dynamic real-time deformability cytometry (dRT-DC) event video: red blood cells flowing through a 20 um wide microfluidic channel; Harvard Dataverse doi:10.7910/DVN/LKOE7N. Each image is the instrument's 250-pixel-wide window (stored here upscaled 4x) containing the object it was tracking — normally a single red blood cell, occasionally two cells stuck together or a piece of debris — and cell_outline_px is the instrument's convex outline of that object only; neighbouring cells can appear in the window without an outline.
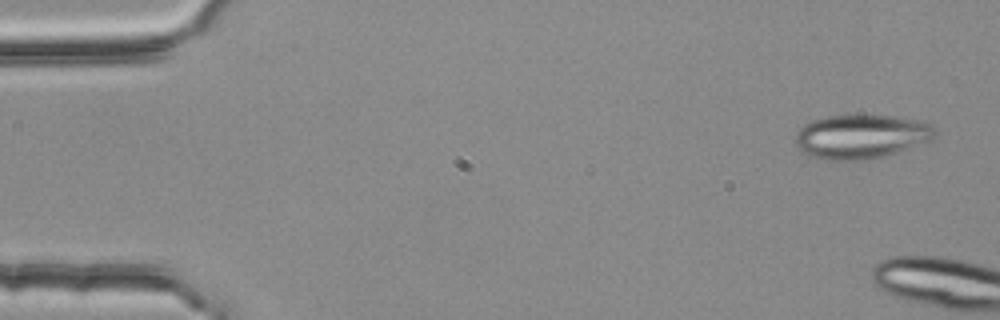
{"species": "common noctule bat (a hibernating species)", "species_latin": "Nyctalus noctula", "temperature_condition": "room temperature", "stored_images_in_passage": 4, "camera_frame_rate_fps": 3000, "um_per_image_px": 0.085, "animal": {"sex": "female", "body_mass_g": 25.1}, "frame": {"image": 1, "passage_image": 1, "time_ms": 0.0, "image_size_px": [1000, 320], "cell_outline_px": [[940, 132], [928, 140], [896, 152], [884, 156], [864, 160], [828, 160], [812, 156], [804, 152], [796, 144], [796, 132], [804, 124], [812, 120], [828, 116], [896, 116], [916, 120], [932, 124]], "centroid_in_image_um": [73.2, 11.6], "position_along_channel_um": 11.8, "area_um2": 35.43}}